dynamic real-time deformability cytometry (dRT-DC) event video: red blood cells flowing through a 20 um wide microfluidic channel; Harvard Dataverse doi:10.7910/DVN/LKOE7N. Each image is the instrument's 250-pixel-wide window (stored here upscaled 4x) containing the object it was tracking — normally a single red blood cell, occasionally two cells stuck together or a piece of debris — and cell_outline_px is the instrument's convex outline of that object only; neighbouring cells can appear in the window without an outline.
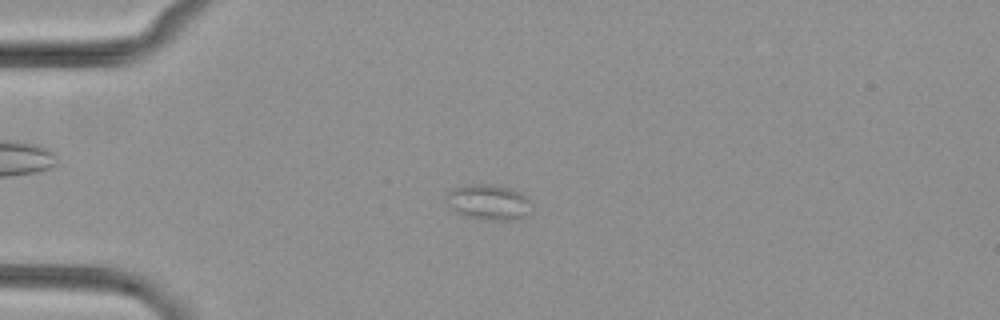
{"species": "common noctule bat (a hibernating species)", "species_latin": "Nyctalus noctula", "temperature_condition": "cold", "stored_images_in_passage": 53, "camera_frame_rate_fps": 3000, "um_per_image_px": 0.085, "animal": {"sex": "female", "body_mass_g": 29.2, "forearm_length_mm": 56.3}, "frame": {"image": 1, "passage_image": 14, "time_ms": 4.333, "image_size_px": [1000, 320], "cell_outline_px": [[532, 212], [516, 220], [496, 220], [468, 216], [456, 212], [444, 200], [444, 196], [452, 188], [460, 184], [488, 184], [508, 188], [520, 192], [532, 204]], "centroid_in_image_um": [41.51, 17.17], "position_along_channel_um": 43.5, "area_um2": 17.69}}
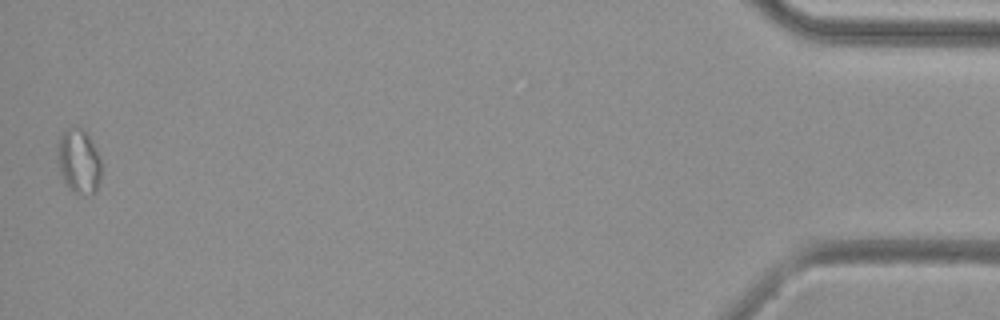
{"frame": {"image": 2, "passage_image": 53, "time_ms": 17.333, "image_size_px": [1000, 320], "cell_outline_px": [[100, 180], [96, 192], [72, 192], [64, 184], [60, 172], [56, 148], [56, 144], [60, 136], [68, 128], [80, 128], [88, 132], [100, 160]], "centroid_in_image_um": [6.66, 13.69], "position_along_channel_um": 428.5, "area_um2": 16.36}}